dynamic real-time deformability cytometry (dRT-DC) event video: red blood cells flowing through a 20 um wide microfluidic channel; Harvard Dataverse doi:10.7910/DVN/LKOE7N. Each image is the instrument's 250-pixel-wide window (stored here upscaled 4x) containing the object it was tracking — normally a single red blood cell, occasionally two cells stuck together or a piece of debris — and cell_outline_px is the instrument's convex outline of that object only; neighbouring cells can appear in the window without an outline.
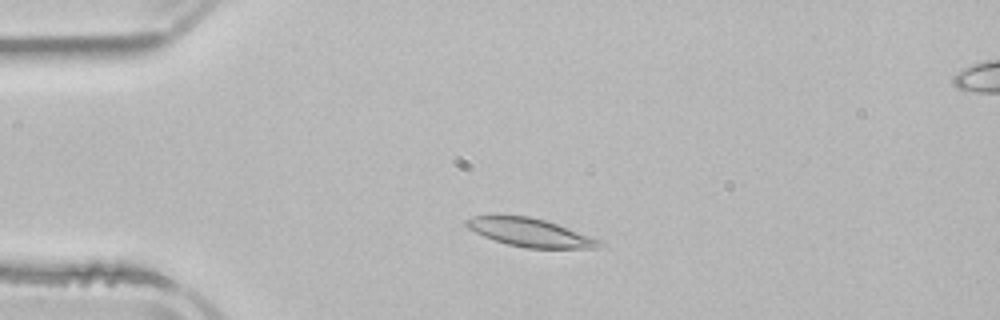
{"species": "common noctule bat (a hibernating species)", "species_latin": "Nyctalus noctula", "temperature_condition": "room temperature", "stored_images_in_passage": 4, "camera_frame_rate_fps": 3000, "um_per_image_px": 0.085, "animal": {"sex": "male", "body_mass_g": 21.5, "forearm_length_mm": 52.0}, "frame": {"image": 1, "passage_image": 1, "time_ms": 0.0, "image_size_px": [1000, 320], "cell_outline_px": [[604, 244], [596, 248], [524, 248], [508, 244], [484, 236], [468, 228], [464, 224], [464, 220], [472, 216], [528, 216], [544, 220], [604, 240]], "centroid_in_image_um": [45.1, 19.77], "position_along_channel_um": 39.9, "area_um2": 21.73}}
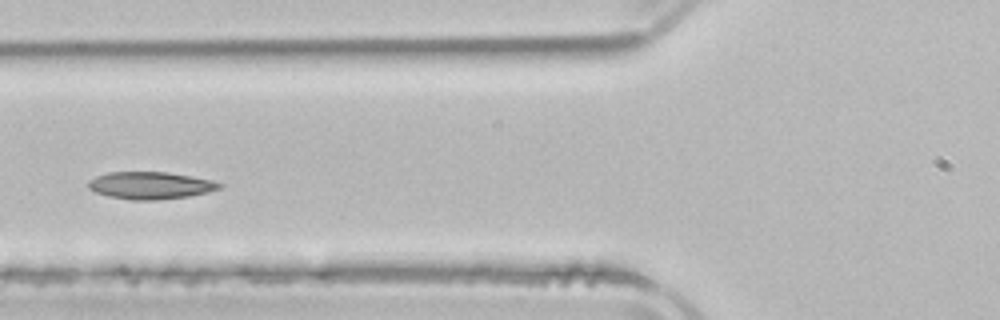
{"frame": {"image": 2, "passage_image": 3, "time_ms": 2.667, "image_size_px": [1000, 320], "cell_outline_px": [[224, 184], [220, 188], [208, 192], [188, 196], [156, 200], [132, 200], [108, 196], [96, 192], [88, 188], [88, 180], [96, 176], [108, 172], [168, 172], [212, 180]], "centroid_in_image_um": [12.77, 15.76], "position_along_channel_um": 113.0, "area_um2": 20.81}}
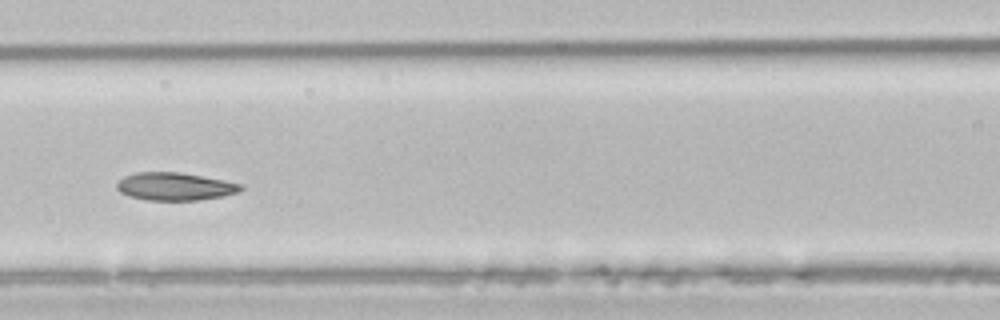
{"frame": {"image": 3, "passage_image": 4, "time_ms": 3.667, "image_size_px": [1000, 320], "cell_outline_px": [[244, 188], [236, 192], [224, 196], [200, 200], [144, 200], [128, 196], [120, 192], [116, 188], [116, 184], [124, 176], [136, 172], [180, 172], [224, 180], [244, 184]], "centroid_in_image_um": [14.86, 15.85], "position_along_channel_um": 151.7, "area_um2": 20.23}}